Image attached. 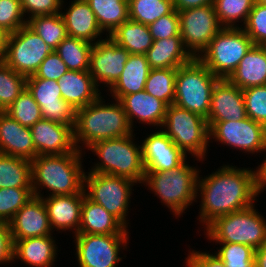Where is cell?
<instances>
[{
    "label": "cell",
    "instance_id": "bcb514c9",
    "mask_svg": "<svg viewBox=\"0 0 266 267\" xmlns=\"http://www.w3.org/2000/svg\"><path fill=\"white\" fill-rule=\"evenodd\" d=\"M153 40H161L180 35V18L177 10L164 15L148 25Z\"/></svg>",
    "mask_w": 266,
    "mask_h": 267
},
{
    "label": "cell",
    "instance_id": "9f6ffc18",
    "mask_svg": "<svg viewBox=\"0 0 266 267\" xmlns=\"http://www.w3.org/2000/svg\"><path fill=\"white\" fill-rule=\"evenodd\" d=\"M256 3H259L260 5L266 6V0H255Z\"/></svg>",
    "mask_w": 266,
    "mask_h": 267
},
{
    "label": "cell",
    "instance_id": "7bdbcfd3",
    "mask_svg": "<svg viewBox=\"0 0 266 267\" xmlns=\"http://www.w3.org/2000/svg\"><path fill=\"white\" fill-rule=\"evenodd\" d=\"M25 25L27 18L20 0H0V30L8 35Z\"/></svg>",
    "mask_w": 266,
    "mask_h": 267
},
{
    "label": "cell",
    "instance_id": "7402d4cb",
    "mask_svg": "<svg viewBox=\"0 0 266 267\" xmlns=\"http://www.w3.org/2000/svg\"><path fill=\"white\" fill-rule=\"evenodd\" d=\"M0 153L29 161L37 156L30 127L22 126L6 112H0Z\"/></svg>",
    "mask_w": 266,
    "mask_h": 267
},
{
    "label": "cell",
    "instance_id": "f35d334b",
    "mask_svg": "<svg viewBox=\"0 0 266 267\" xmlns=\"http://www.w3.org/2000/svg\"><path fill=\"white\" fill-rule=\"evenodd\" d=\"M27 77L0 64V112H4L26 89Z\"/></svg>",
    "mask_w": 266,
    "mask_h": 267
},
{
    "label": "cell",
    "instance_id": "f907efd6",
    "mask_svg": "<svg viewBox=\"0 0 266 267\" xmlns=\"http://www.w3.org/2000/svg\"><path fill=\"white\" fill-rule=\"evenodd\" d=\"M14 242L8 223L0 221V265L14 262Z\"/></svg>",
    "mask_w": 266,
    "mask_h": 267
},
{
    "label": "cell",
    "instance_id": "60d3db41",
    "mask_svg": "<svg viewBox=\"0 0 266 267\" xmlns=\"http://www.w3.org/2000/svg\"><path fill=\"white\" fill-rule=\"evenodd\" d=\"M33 196V188H0V221L9 223Z\"/></svg>",
    "mask_w": 266,
    "mask_h": 267
},
{
    "label": "cell",
    "instance_id": "d4e9b609",
    "mask_svg": "<svg viewBox=\"0 0 266 267\" xmlns=\"http://www.w3.org/2000/svg\"><path fill=\"white\" fill-rule=\"evenodd\" d=\"M57 82L63 100L76 109L85 107L101 96L89 71L68 70Z\"/></svg>",
    "mask_w": 266,
    "mask_h": 267
},
{
    "label": "cell",
    "instance_id": "4316f807",
    "mask_svg": "<svg viewBox=\"0 0 266 267\" xmlns=\"http://www.w3.org/2000/svg\"><path fill=\"white\" fill-rule=\"evenodd\" d=\"M227 79L242 90L266 85V46L253 45Z\"/></svg>",
    "mask_w": 266,
    "mask_h": 267
},
{
    "label": "cell",
    "instance_id": "ffe728a7",
    "mask_svg": "<svg viewBox=\"0 0 266 267\" xmlns=\"http://www.w3.org/2000/svg\"><path fill=\"white\" fill-rule=\"evenodd\" d=\"M247 117L243 90L219 78L212 91L207 121L241 120Z\"/></svg>",
    "mask_w": 266,
    "mask_h": 267
},
{
    "label": "cell",
    "instance_id": "8d00e7d4",
    "mask_svg": "<svg viewBox=\"0 0 266 267\" xmlns=\"http://www.w3.org/2000/svg\"><path fill=\"white\" fill-rule=\"evenodd\" d=\"M129 19L150 25L160 17L172 13L173 0H128Z\"/></svg>",
    "mask_w": 266,
    "mask_h": 267
},
{
    "label": "cell",
    "instance_id": "e575fe53",
    "mask_svg": "<svg viewBox=\"0 0 266 267\" xmlns=\"http://www.w3.org/2000/svg\"><path fill=\"white\" fill-rule=\"evenodd\" d=\"M92 47L93 44L87 41L67 36L54 51L68 70L88 71Z\"/></svg>",
    "mask_w": 266,
    "mask_h": 267
},
{
    "label": "cell",
    "instance_id": "5b68a950",
    "mask_svg": "<svg viewBox=\"0 0 266 267\" xmlns=\"http://www.w3.org/2000/svg\"><path fill=\"white\" fill-rule=\"evenodd\" d=\"M135 135L100 140L88 147L98 155L100 162L95 163L89 172L126 177L136 184H142L145 167L142 160L141 144L134 141ZM136 143V144H135Z\"/></svg>",
    "mask_w": 266,
    "mask_h": 267
},
{
    "label": "cell",
    "instance_id": "f1b7e54d",
    "mask_svg": "<svg viewBox=\"0 0 266 267\" xmlns=\"http://www.w3.org/2000/svg\"><path fill=\"white\" fill-rule=\"evenodd\" d=\"M145 56L151 69H177L193 59L185 49L180 35L153 40Z\"/></svg>",
    "mask_w": 266,
    "mask_h": 267
},
{
    "label": "cell",
    "instance_id": "d6a6232c",
    "mask_svg": "<svg viewBox=\"0 0 266 267\" xmlns=\"http://www.w3.org/2000/svg\"><path fill=\"white\" fill-rule=\"evenodd\" d=\"M32 188L31 161L0 153V188Z\"/></svg>",
    "mask_w": 266,
    "mask_h": 267
},
{
    "label": "cell",
    "instance_id": "11a10c76",
    "mask_svg": "<svg viewBox=\"0 0 266 267\" xmlns=\"http://www.w3.org/2000/svg\"><path fill=\"white\" fill-rule=\"evenodd\" d=\"M7 34L0 30V64L5 62Z\"/></svg>",
    "mask_w": 266,
    "mask_h": 267
},
{
    "label": "cell",
    "instance_id": "30bf717a",
    "mask_svg": "<svg viewBox=\"0 0 266 267\" xmlns=\"http://www.w3.org/2000/svg\"><path fill=\"white\" fill-rule=\"evenodd\" d=\"M135 183L126 177L85 172L83 189L88 199L103 206L128 228L126 217Z\"/></svg>",
    "mask_w": 266,
    "mask_h": 267
},
{
    "label": "cell",
    "instance_id": "ee69618b",
    "mask_svg": "<svg viewBox=\"0 0 266 267\" xmlns=\"http://www.w3.org/2000/svg\"><path fill=\"white\" fill-rule=\"evenodd\" d=\"M247 117L266 127V85L243 89Z\"/></svg>",
    "mask_w": 266,
    "mask_h": 267
},
{
    "label": "cell",
    "instance_id": "5bb4252c",
    "mask_svg": "<svg viewBox=\"0 0 266 267\" xmlns=\"http://www.w3.org/2000/svg\"><path fill=\"white\" fill-rule=\"evenodd\" d=\"M180 36L185 49L193 58H198L216 34L223 28L213 4L178 11Z\"/></svg>",
    "mask_w": 266,
    "mask_h": 267
},
{
    "label": "cell",
    "instance_id": "7a4b0ae2",
    "mask_svg": "<svg viewBox=\"0 0 266 267\" xmlns=\"http://www.w3.org/2000/svg\"><path fill=\"white\" fill-rule=\"evenodd\" d=\"M82 152L75 149L68 154L36 156L31 161L34 196L41 198L43 188L50 191L49 196L80 193L85 175Z\"/></svg>",
    "mask_w": 266,
    "mask_h": 267
},
{
    "label": "cell",
    "instance_id": "484cf974",
    "mask_svg": "<svg viewBox=\"0 0 266 267\" xmlns=\"http://www.w3.org/2000/svg\"><path fill=\"white\" fill-rule=\"evenodd\" d=\"M57 247L51 235L15 240L13 259H19L30 267H52Z\"/></svg>",
    "mask_w": 266,
    "mask_h": 267
},
{
    "label": "cell",
    "instance_id": "ac0fdd59",
    "mask_svg": "<svg viewBox=\"0 0 266 267\" xmlns=\"http://www.w3.org/2000/svg\"><path fill=\"white\" fill-rule=\"evenodd\" d=\"M32 141L38 155H62L73 152L74 126L40 119L30 127Z\"/></svg>",
    "mask_w": 266,
    "mask_h": 267
},
{
    "label": "cell",
    "instance_id": "c3c4849f",
    "mask_svg": "<svg viewBox=\"0 0 266 267\" xmlns=\"http://www.w3.org/2000/svg\"><path fill=\"white\" fill-rule=\"evenodd\" d=\"M67 71V66L60 56L53 50L40 64L35 74L28 76L27 78H43L58 81Z\"/></svg>",
    "mask_w": 266,
    "mask_h": 267
},
{
    "label": "cell",
    "instance_id": "7dc6e473",
    "mask_svg": "<svg viewBox=\"0 0 266 267\" xmlns=\"http://www.w3.org/2000/svg\"><path fill=\"white\" fill-rule=\"evenodd\" d=\"M22 10L28 19L34 16L56 15L61 13L64 0H20Z\"/></svg>",
    "mask_w": 266,
    "mask_h": 267
},
{
    "label": "cell",
    "instance_id": "4dcf8cb0",
    "mask_svg": "<svg viewBox=\"0 0 266 267\" xmlns=\"http://www.w3.org/2000/svg\"><path fill=\"white\" fill-rule=\"evenodd\" d=\"M130 54L145 55L153 44L148 25L127 20L109 36Z\"/></svg>",
    "mask_w": 266,
    "mask_h": 267
},
{
    "label": "cell",
    "instance_id": "1f68e13d",
    "mask_svg": "<svg viewBox=\"0 0 266 267\" xmlns=\"http://www.w3.org/2000/svg\"><path fill=\"white\" fill-rule=\"evenodd\" d=\"M94 12L102 32L108 37L129 20L128 0H85Z\"/></svg>",
    "mask_w": 266,
    "mask_h": 267
},
{
    "label": "cell",
    "instance_id": "83f0119b",
    "mask_svg": "<svg viewBox=\"0 0 266 267\" xmlns=\"http://www.w3.org/2000/svg\"><path fill=\"white\" fill-rule=\"evenodd\" d=\"M128 233V229L114 215L84 196L78 234Z\"/></svg>",
    "mask_w": 266,
    "mask_h": 267
},
{
    "label": "cell",
    "instance_id": "277c9868",
    "mask_svg": "<svg viewBox=\"0 0 266 267\" xmlns=\"http://www.w3.org/2000/svg\"><path fill=\"white\" fill-rule=\"evenodd\" d=\"M198 168L187 164L186 160L177 168L166 171H145L144 186L159 197L178 218L186 208L196 202Z\"/></svg>",
    "mask_w": 266,
    "mask_h": 267
},
{
    "label": "cell",
    "instance_id": "ab89813d",
    "mask_svg": "<svg viewBox=\"0 0 266 267\" xmlns=\"http://www.w3.org/2000/svg\"><path fill=\"white\" fill-rule=\"evenodd\" d=\"M4 112L25 127H32L42 119L41 109L27 88Z\"/></svg>",
    "mask_w": 266,
    "mask_h": 267
},
{
    "label": "cell",
    "instance_id": "4fadbf2b",
    "mask_svg": "<svg viewBox=\"0 0 266 267\" xmlns=\"http://www.w3.org/2000/svg\"><path fill=\"white\" fill-rule=\"evenodd\" d=\"M75 250L79 267H116L126 249L129 234H76Z\"/></svg>",
    "mask_w": 266,
    "mask_h": 267
},
{
    "label": "cell",
    "instance_id": "d6986e66",
    "mask_svg": "<svg viewBox=\"0 0 266 267\" xmlns=\"http://www.w3.org/2000/svg\"><path fill=\"white\" fill-rule=\"evenodd\" d=\"M13 242L52 235V228L42 198L33 196L8 223Z\"/></svg>",
    "mask_w": 266,
    "mask_h": 267
},
{
    "label": "cell",
    "instance_id": "7c38bea8",
    "mask_svg": "<svg viewBox=\"0 0 266 267\" xmlns=\"http://www.w3.org/2000/svg\"><path fill=\"white\" fill-rule=\"evenodd\" d=\"M209 140L245 153L266 152V127L249 117L241 120L207 121Z\"/></svg>",
    "mask_w": 266,
    "mask_h": 267
},
{
    "label": "cell",
    "instance_id": "52a82bcc",
    "mask_svg": "<svg viewBox=\"0 0 266 267\" xmlns=\"http://www.w3.org/2000/svg\"><path fill=\"white\" fill-rule=\"evenodd\" d=\"M218 79L198 58H193L177 68L173 104L207 119Z\"/></svg>",
    "mask_w": 266,
    "mask_h": 267
},
{
    "label": "cell",
    "instance_id": "f5cc1de1",
    "mask_svg": "<svg viewBox=\"0 0 266 267\" xmlns=\"http://www.w3.org/2000/svg\"><path fill=\"white\" fill-rule=\"evenodd\" d=\"M265 158L263 162L258 167H256L257 180H258V191L260 194L263 193V191L266 189V159Z\"/></svg>",
    "mask_w": 266,
    "mask_h": 267
},
{
    "label": "cell",
    "instance_id": "d590c367",
    "mask_svg": "<svg viewBox=\"0 0 266 267\" xmlns=\"http://www.w3.org/2000/svg\"><path fill=\"white\" fill-rule=\"evenodd\" d=\"M177 69H150L144 90L163 101L167 106L174 103Z\"/></svg>",
    "mask_w": 266,
    "mask_h": 267
},
{
    "label": "cell",
    "instance_id": "f546056e",
    "mask_svg": "<svg viewBox=\"0 0 266 267\" xmlns=\"http://www.w3.org/2000/svg\"><path fill=\"white\" fill-rule=\"evenodd\" d=\"M150 69L145 55L130 54L119 79L108 92L119 101L123 96L143 91Z\"/></svg>",
    "mask_w": 266,
    "mask_h": 267
},
{
    "label": "cell",
    "instance_id": "8fae6325",
    "mask_svg": "<svg viewBox=\"0 0 266 267\" xmlns=\"http://www.w3.org/2000/svg\"><path fill=\"white\" fill-rule=\"evenodd\" d=\"M51 52L43 39L25 25L7 35L4 63L28 77L35 74Z\"/></svg>",
    "mask_w": 266,
    "mask_h": 267
},
{
    "label": "cell",
    "instance_id": "681fc988",
    "mask_svg": "<svg viewBox=\"0 0 266 267\" xmlns=\"http://www.w3.org/2000/svg\"><path fill=\"white\" fill-rule=\"evenodd\" d=\"M186 267H226L224 262L214 253L192 250L186 258Z\"/></svg>",
    "mask_w": 266,
    "mask_h": 267
},
{
    "label": "cell",
    "instance_id": "9a60e30c",
    "mask_svg": "<svg viewBox=\"0 0 266 267\" xmlns=\"http://www.w3.org/2000/svg\"><path fill=\"white\" fill-rule=\"evenodd\" d=\"M26 88L38 103L43 119L75 127L77 109L63 100L56 80L27 78Z\"/></svg>",
    "mask_w": 266,
    "mask_h": 267
},
{
    "label": "cell",
    "instance_id": "db71d44e",
    "mask_svg": "<svg viewBox=\"0 0 266 267\" xmlns=\"http://www.w3.org/2000/svg\"><path fill=\"white\" fill-rule=\"evenodd\" d=\"M254 265L255 267H266V242L255 250Z\"/></svg>",
    "mask_w": 266,
    "mask_h": 267
},
{
    "label": "cell",
    "instance_id": "603a6c76",
    "mask_svg": "<svg viewBox=\"0 0 266 267\" xmlns=\"http://www.w3.org/2000/svg\"><path fill=\"white\" fill-rule=\"evenodd\" d=\"M119 102L126 112L131 128L134 120L141 124L162 127L166 116L167 105L158 98L147 93L145 90L123 96Z\"/></svg>",
    "mask_w": 266,
    "mask_h": 267
},
{
    "label": "cell",
    "instance_id": "6da1fadb",
    "mask_svg": "<svg viewBox=\"0 0 266 267\" xmlns=\"http://www.w3.org/2000/svg\"><path fill=\"white\" fill-rule=\"evenodd\" d=\"M198 176L199 222L206 228L216 218L249 207L259 195L257 170L223 165L204 179Z\"/></svg>",
    "mask_w": 266,
    "mask_h": 267
},
{
    "label": "cell",
    "instance_id": "3957f363",
    "mask_svg": "<svg viewBox=\"0 0 266 267\" xmlns=\"http://www.w3.org/2000/svg\"><path fill=\"white\" fill-rule=\"evenodd\" d=\"M102 98L100 96L96 101L77 109L73 131L75 147L79 151L84 145L88 148L97 141L124 137L134 132L121 103L115 100L113 104H105ZM81 143L82 147L79 145Z\"/></svg>",
    "mask_w": 266,
    "mask_h": 267
},
{
    "label": "cell",
    "instance_id": "44dd1931",
    "mask_svg": "<svg viewBox=\"0 0 266 267\" xmlns=\"http://www.w3.org/2000/svg\"><path fill=\"white\" fill-rule=\"evenodd\" d=\"M84 196L85 192L83 189L77 194L47 195L46 198H44V196L41 197L52 230H73V233H75L74 235L78 234Z\"/></svg>",
    "mask_w": 266,
    "mask_h": 267
},
{
    "label": "cell",
    "instance_id": "b9f144b4",
    "mask_svg": "<svg viewBox=\"0 0 266 267\" xmlns=\"http://www.w3.org/2000/svg\"><path fill=\"white\" fill-rule=\"evenodd\" d=\"M220 247L215 253L226 267H255V249L239 243H219Z\"/></svg>",
    "mask_w": 266,
    "mask_h": 267
},
{
    "label": "cell",
    "instance_id": "2e32d148",
    "mask_svg": "<svg viewBox=\"0 0 266 267\" xmlns=\"http://www.w3.org/2000/svg\"><path fill=\"white\" fill-rule=\"evenodd\" d=\"M130 53L110 37L93 44L90 53L89 73L98 87L102 83L110 89L124 70Z\"/></svg>",
    "mask_w": 266,
    "mask_h": 267
},
{
    "label": "cell",
    "instance_id": "74e56055",
    "mask_svg": "<svg viewBox=\"0 0 266 267\" xmlns=\"http://www.w3.org/2000/svg\"><path fill=\"white\" fill-rule=\"evenodd\" d=\"M255 0H214L213 6L222 27H239L237 22L245 25Z\"/></svg>",
    "mask_w": 266,
    "mask_h": 267
},
{
    "label": "cell",
    "instance_id": "816d5d0a",
    "mask_svg": "<svg viewBox=\"0 0 266 267\" xmlns=\"http://www.w3.org/2000/svg\"><path fill=\"white\" fill-rule=\"evenodd\" d=\"M214 0H173L174 9L177 11L211 5Z\"/></svg>",
    "mask_w": 266,
    "mask_h": 267
},
{
    "label": "cell",
    "instance_id": "cb8c5ba5",
    "mask_svg": "<svg viewBox=\"0 0 266 267\" xmlns=\"http://www.w3.org/2000/svg\"><path fill=\"white\" fill-rule=\"evenodd\" d=\"M70 4L69 9L65 10L66 13L61 11L68 36L91 44L103 40V32L88 3L85 0H73ZM98 37L99 39L96 40Z\"/></svg>",
    "mask_w": 266,
    "mask_h": 267
},
{
    "label": "cell",
    "instance_id": "8992f818",
    "mask_svg": "<svg viewBox=\"0 0 266 267\" xmlns=\"http://www.w3.org/2000/svg\"><path fill=\"white\" fill-rule=\"evenodd\" d=\"M255 204L220 216L206 228V237L215 243H239L255 250L266 242V220Z\"/></svg>",
    "mask_w": 266,
    "mask_h": 267
},
{
    "label": "cell",
    "instance_id": "e0dca14e",
    "mask_svg": "<svg viewBox=\"0 0 266 267\" xmlns=\"http://www.w3.org/2000/svg\"><path fill=\"white\" fill-rule=\"evenodd\" d=\"M141 150L145 171L172 170L187 160V155L161 129L142 140Z\"/></svg>",
    "mask_w": 266,
    "mask_h": 267
},
{
    "label": "cell",
    "instance_id": "ba28073f",
    "mask_svg": "<svg viewBox=\"0 0 266 267\" xmlns=\"http://www.w3.org/2000/svg\"><path fill=\"white\" fill-rule=\"evenodd\" d=\"M161 129L185 154L198 161L206 158L210 141L207 119L172 104L167 106Z\"/></svg>",
    "mask_w": 266,
    "mask_h": 267
},
{
    "label": "cell",
    "instance_id": "9c48e42d",
    "mask_svg": "<svg viewBox=\"0 0 266 267\" xmlns=\"http://www.w3.org/2000/svg\"><path fill=\"white\" fill-rule=\"evenodd\" d=\"M243 27H223L198 59L218 78L227 79L253 46Z\"/></svg>",
    "mask_w": 266,
    "mask_h": 267
},
{
    "label": "cell",
    "instance_id": "836d02e7",
    "mask_svg": "<svg viewBox=\"0 0 266 267\" xmlns=\"http://www.w3.org/2000/svg\"><path fill=\"white\" fill-rule=\"evenodd\" d=\"M27 26L39 35L52 51L68 36L61 13L34 16L27 20Z\"/></svg>",
    "mask_w": 266,
    "mask_h": 267
},
{
    "label": "cell",
    "instance_id": "f6af8a7d",
    "mask_svg": "<svg viewBox=\"0 0 266 267\" xmlns=\"http://www.w3.org/2000/svg\"><path fill=\"white\" fill-rule=\"evenodd\" d=\"M243 30L254 45L266 46V6L254 2Z\"/></svg>",
    "mask_w": 266,
    "mask_h": 267
}]
</instances>
